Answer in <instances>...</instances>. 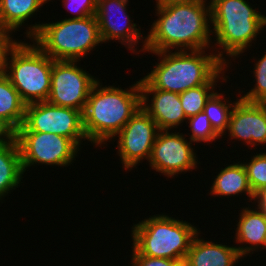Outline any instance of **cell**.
I'll return each instance as SVG.
<instances>
[{
    "mask_svg": "<svg viewBox=\"0 0 266 266\" xmlns=\"http://www.w3.org/2000/svg\"><path fill=\"white\" fill-rule=\"evenodd\" d=\"M206 2L155 6L158 18L146 36L144 53L214 49L210 2Z\"/></svg>",
    "mask_w": 266,
    "mask_h": 266,
    "instance_id": "obj_1",
    "label": "cell"
},
{
    "mask_svg": "<svg viewBox=\"0 0 266 266\" xmlns=\"http://www.w3.org/2000/svg\"><path fill=\"white\" fill-rule=\"evenodd\" d=\"M205 50L150 52L160 57L157 61L161 60L143 78L154 89L178 94L204 84H217L219 79L226 82L229 76L224 73L229 66L213 49L208 54Z\"/></svg>",
    "mask_w": 266,
    "mask_h": 266,
    "instance_id": "obj_2",
    "label": "cell"
},
{
    "mask_svg": "<svg viewBox=\"0 0 266 266\" xmlns=\"http://www.w3.org/2000/svg\"><path fill=\"white\" fill-rule=\"evenodd\" d=\"M125 89L114 85L103 87L99 80L93 86L82 112L83 128L91 144L102 148V144L116 139L119 131L141 108L140 82Z\"/></svg>",
    "mask_w": 266,
    "mask_h": 266,
    "instance_id": "obj_3",
    "label": "cell"
},
{
    "mask_svg": "<svg viewBox=\"0 0 266 266\" xmlns=\"http://www.w3.org/2000/svg\"><path fill=\"white\" fill-rule=\"evenodd\" d=\"M212 34L216 39L215 53L226 65V59L240 57L252 48L257 36L266 28V16L253 9L248 0H210ZM253 41V42H252ZM222 48V49H221ZM217 49V50H216ZM221 50V51H220ZM226 53V55H224ZM225 56V57H224Z\"/></svg>",
    "mask_w": 266,
    "mask_h": 266,
    "instance_id": "obj_4",
    "label": "cell"
},
{
    "mask_svg": "<svg viewBox=\"0 0 266 266\" xmlns=\"http://www.w3.org/2000/svg\"><path fill=\"white\" fill-rule=\"evenodd\" d=\"M24 33L53 60L80 59L102 44L96 16L35 24Z\"/></svg>",
    "mask_w": 266,
    "mask_h": 266,
    "instance_id": "obj_5",
    "label": "cell"
},
{
    "mask_svg": "<svg viewBox=\"0 0 266 266\" xmlns=\"http://www.w3.org/2000/svg\"><path fill=\"white\" fill-rule=\"evenodd\" d=\"M193 225L164 213L154 214L132 226V245L141 255L184 263L193 238L200 231Z\"/></svg>",
    "mask_w": 266,
    "mask_h": 266,
    "instance_id": "obj_6",
    "label": "cell"
},
{
    "mask_svg": "<svg viewBox=\"0 0 266 266\" xmlns=\"http://www.w3.org/2000/svg\"><path fill=\"white\" fill-rule=\"evenodd\" d=\"M8 56L4 73L23 102L28 105L47 101L54 60L34 42L31 45L22 40L10 49Z\"/></svg>",
    "mask_w": 266,
    "mask_h": 266,
    "instance_id": "obj_7",
    "label": "cell"
},
{
    "mask_svg": "<svg viewBox=\"0 0 266 266\" xmlns=\"http://www.w3.org/2000/svg\"><path fill=\"white\" fill-rule=\"evenodd\" d=\"M15 139L24 173L33 165L68 167L81 149L72 139L54 133L16 132Z\"/></svg>",
    "mask_w": 266,
    "mask_h": 266,
    "instance_id": "obj_8",
    "label": "cell"
},
{
    "mask_svg": "<svg viewBox=\"0 0 266 266\" xmlns=\"http://www.w3.org/2000/svg\"><path fill=\"white\" fill-rule=\"evenodd\" d=\"M16 132L54 133L72 139L79 147L88 140L83 128L82 111L47 101L26 105L23 124Z\"/></svg>",
    "mask_w": 266,
    "mask_h": 266,
    "instance_id": "obj_9",
    "label": "cell"
},
{
    "mask_svg": "<svg viewBox=\"0 0 266 266\" xmlns=\"http://www.w3.org/2000/svg\"><path fill=\"white\" fill-rule=\"evenodd\" d=\"M77 62L80 61H53L47 102L83 112L88 96L98 78L83 70L84 68L78 67Z\"/></svg>",
    "mask_w": 266,
    "mask_h": 266,
    "instance_id": "obj_10",
    "label": "cell"
},
{
    "mask_svg": "<svg viewBox=\"0 0 266 266\" xmlns=\"http://www.w3.org/2000/svg\"><path fill=\"white\" fill-rule=\"evenodd\" d=\"M128 3L129 0H97L95 16L102 43L113 40L116 42L117 40L132 53L139 55L140 52H144L146 35L142 37L141 29L127 14ZM139 41H142L143 46L138 51Z\"/></svg>",
    "mask_w": 266,
    "mask_h": 266,
    "instance_id": "obj_11",
    "label": "cell"
},
{
    "mask_svg": "<svg viewBox=\"0 0 266 266\" xmlns=\"http://www.w3.org/2000/svg\"><path fill=\"white\" fill-rule=\"evenodd\" d=\"M186 137L180 131L160 130L148 160L149 166L168 178L197 169L199 161L192 148L193 142Z\"/></svg>",
    "mask_w": 266,
    "mask_h": 266,
    "instance_id": "obj_12",
    "label": "cell"
},
{
    "mask_svg": "<svg viewBox=\"0 0 266 266\" xmlns=\"http://www.w3.org/2000/svg\"><path fill=\"white\" fill-rule=\"evenodd\" d=\"M159 131L157 123L140 108L115 136L122 168L131 171L138 163L148 161Z\"/></svg>",
    "mask_w": 266,
    "mask_h": 266,
    "instance_id": "obj_13",
    "label": "cell"
},
{
    "mask_svg": "<svg viewBox=\"0 0 266 266\" xmlns=\"http://www.w3.org/2000/svg\"><path fill=\"white\" fill-rule=\"evenodd\" d=\"M227 131L232 140L246 146L266 145V103H251L241 98L232 108ZM258 143V144H257Z\"/></svg>",
    "mask_w": 266,
    "mask_h": 266,
    "instance_id": "obj_14",
    "label": "cell"
},
{
    "mask_svg": "<svg viewBox=\"0 0 266 266\" xmlns=\"http://www.w3.org/2000/svg\"><path fill=\"white\" fill-rule=\"evenodd\" d=\"M139 82L141 108L157 123L160 130L171 131L184 121L187 123L178 93L154 89L143 77Z\"/></svg>",
    "mask_w": 266,
    "mask_h": 266,
    "instance_id": "obj_15",
    "label": "cell"
},
{
    "mask_svg": "<svg viewBox=\"0 0 266 266\" xmlns=\"http://www.w3.org/2000/svg\"><path fill=\"white\" fill-rule=\"evenodd\" d=\"M240 212L237 228H234L236 229L234 238L235 243L240 244V246L237 244L236 248L244 258L253 254L254 251L257 252L259 248H261L260 251L266 248V212L258 205L255 209L244 206ZM243 244L246 245L243 246Z\"/></svg>",
    "mask_w": 266,
    "mask_h": 266,
    "instance_id": "obj_16",
    "label": "cell"
},
{
    "mask_svg": "<svg viewBox=\"0 0 266 266\" xmlns=\"http://www.w3.org/2000/svg\"><path fill=\"white\" fill-rule=\"evenodd\" d=\"M200 232L193 238L183 266H235L242 261L236 246L206 241L199 238Z\"/></svg>",
    "mask_w": 266,
    "mask_h": 266,
    "instance_id": "obj_17",
    "label": "cell"
},
{
    "mask_svg": "<svg viewBox=\"0 0 266 266\" xmlns=\"http://www.w3.org/2000/svg\"><path fill=\"white\" fill-rule=\"evenodd\" d=\"M214 181L211 186L210 195L223 196L229 198V196H240L244 193L249 199V202L253 203L256 200V196L253 194L249 184L247 173L242 162L230 164L225 168H221L218 175L213 178ZM254 200V201H253ZM253 201V202H252Z\"/></svg>",
    "mask_w": 266,
    "mask_h": 266,
    "instance_id": "obj_18",
    "label": "cell"
},
{
    "mask_svg": "<svg viewBox=\"0 0 266 266\" xmlns=\"http://www.w3.org/2000/svg\"><path fill=\"white\" fill-rule=\"evenodd\" d=\"M24 175L20 150L16 139L0 145V201L20 186Z\"/></svg>",
    "mask_w": 266,
    "mask_h": 266,
    "instance_id": "obj_19",
    "label": "cell"
},
{
    "mask_svg": "<svg viewBox=\"0 0 266 266\" xmlns=\"http://www.w3.org/2000/svg\"><path fill=\"white\" fill-rule=\"evenodd\" d=\"M50 0H0V26L12 33L29 18L35 16L39 9Z\"/></svg>",
    "mask_w": 266,
    "mask_h": 266,
    "instance_id": "obj_20",
    "label": "cell"
},
{
    "mask_svg": "<svg viewBox=\"0 0 266 266\" xmlns=\"http://www.w3.org/2000/svg\"><path fill=\"white\" fill-rule=\"evenodd\" d=\"M26 104L8 76L0 73V117L15 131L23 124Z\"/></svg>",
    "mask_w": 266,
    "mask_h": 266,
    "instance_id": "obj_21",
    "label": "cell"
},
{
    "mask_svg": "<svg viewBox=\"0 0 266 266\" xmlns=\"http://www.w3.org/2000/svg\"><path fill=\"white\" fill-rule=\"evenodd\" d=\"M225 95L217 91L207 101L204 112L208 116L209 122L214 131L222 137L227 133L229 117L235 103L240 99H236L233 103L224 98Z\"/></svg>",
    "mask_w": 266,
    "mask_h": 266,
    "instance_id": "obj_22",
    "label": "cell"
},
{
    "mask_svg": "<svg viewBox=\"0 0 266 266\" xmlns=\"http://www.w3.org/2000/svg\"><path fill=\"white\" fill-rule=\"evenodd\" d=\"M216 86L217 84H204L179 94L186 118L204 111L207 101L216 92Z\"/></svg>",
    "mask_w": 266,
    "mask_h": 266,
    "instance_id": "obj_23",
    "label": "cell"
},
{
    "mask_svg": "<svg viewBox=\"0 0 266 266\" xmlns=\"http://www.w3.org/2000/svg\"><path fill=\"white\" fill-rule=\"evenodd\" d=\"M253 194L256 196L266 188V153L253 155L249 162H242Z\"/></svg>",
    "mask_w": 266,
    "mask_h": 266,
    "instance_id": "obj_24",
    "label": "cell"
},
{
    "mask_svg": "<svg viewBox=\"0 0 266 266\" xmlns=\"http://www.w3.org/2000/svg\"><path fill=\"white\" fill-rule=\"evenodd\" d=\"M187 122L189 123L188 127L192 132L191 134L188 133L190 136L189 140L193 143L207 142L208 144V142L212 143L221 138L212 128L208 116L204 111L187 118Z\"/></svg>",
    "mask_w": 266,
    "mask_h": 266,
    "instance_id": "obj_25",
    "label": "cell"
},
{
    "mask_svg": "<svg viewBox=\"0 0 266 266\" xmlns=\"http://www.w3.org/2000/svg\"><path fill=\"white\" fill-rule=\"evenodd\" d=\"M262 54L261 59L254 64L253 68V76L256 83L254 84V88L252 87L246 94L240 96V98L244 101L251 103H266V52Z\"/></svg>",
    "mask_w": 266,
    "mask_h": 266,
    "instance_id": "obj_26",
    "label": "cell"
},
{
    "mask_svg": "<svg viewBox=\"0 0 266 266\" xmlns=\"http://www.w3.org/2000/svg\"><path fill=\"white\" fill-rule=\"evenodd\" d=\"M62 3L67 11L76 14L70 19H81L96 14L97 0H62Z\"/></svg>",
    "mask_w": 266,
    "mask_h": 266,
    "instance_id": "obj_27",
    "label": "cell"
},
{
    "mask_svg": "<svg viewBox=\"0 0 266 266\" xmlns=\"http://www.w3.org/2000/svg\"><path fill=\"white\" fill-rule=\"evenodd\" d=\"M131 266H183V263L170 258L148 257L141 255L133 246Z\"/></svg>",
    "mask_w": 266,
    "mask_h": 266,
    "instance_id": "obj_28",
    "label": "cell"
},
{
    "mask_svg": "<svg viewBox=\"0 0 266 266\" xmlns=\"http://www.w3.org/2000/svg\"><path fill=\"white\" fill-rule=\"evenodd\" d=\"M12 32L0 26V73L5 71L6 60L10 49L18 42L11 36Z\"/></svg>",
    "mask_w": 266,
    "mask_h": 266,
    "instance_id": "obj_29",
    "label": "cell"
},
{
    "mask_svg": "<svg viewBox=\"0 0 266 266\" xmlns=\"http://www.w3.org/2000/svg\"><path fill=\"white\" fill-rule=\"evenodd\" d=\"M16 131L0 117V145L15 140Z\"/></svg>",
    "mask_w": 266,
    "mask_h": 266,
    "instance_id": "obj_30",
    "label": "cell"
},
{
    "mask_svg": "<svg viewBox=\"0 0 266 266\" xmlns=\"http://www.w3.org/2000/svg\"><path fill=\"white\" fill-rule=\"evenodd\" d=\"M156 6H167L173 4H182V3H190V2H201L207 0H155Z\"/></svg>",
    "mask_w": 266,
    "mask_h": 266,
    "instance_id": "obj_31",
    "label": "cell"
},
{
    "mask_svg": "<svg viewBox=\"0 0 266 266\" xmlns=\"http://www.w3.org/2000/svg\"><path fill=\"white\" fill-rule=\"evenodd\" d=\"M258 204V206L264 211L266 212V188H264L261 192H259L256 195V200H255V204Z\"/></svg>",
    "mask_w": 266,
    "mask_h": 266,
    "instance_id": "obj_32",
    "label": "cell"
}]
</instances>
